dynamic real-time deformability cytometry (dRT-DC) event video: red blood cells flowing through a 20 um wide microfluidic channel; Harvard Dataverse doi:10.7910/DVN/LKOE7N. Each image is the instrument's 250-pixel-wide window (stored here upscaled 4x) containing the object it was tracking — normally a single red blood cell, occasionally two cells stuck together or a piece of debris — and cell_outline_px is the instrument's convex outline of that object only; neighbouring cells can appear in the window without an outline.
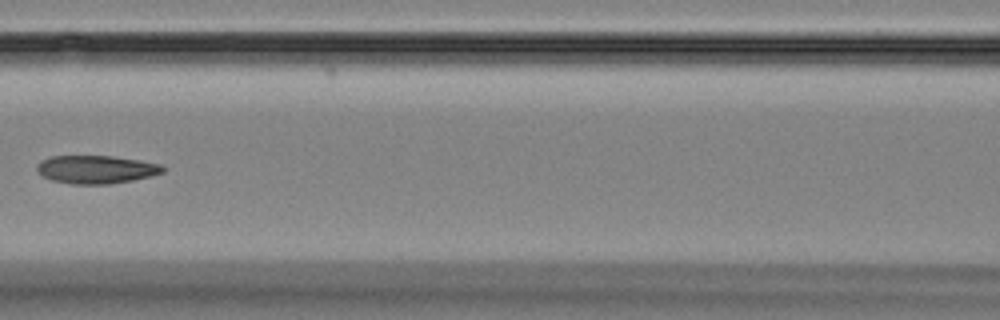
{"species": "Egyptian fruit bat (a non-hibernating species)", "species_latin": "Rousettus aegyptiacus", "temperature_condition": "room temperature", "stored_images_in_passage": 9, "camera_frame_rate_fps": 3000, "um_per_image_px": 0.085, "animal": {"sex": "female"}, "frame": {"image": 1, "passage_image": 9, "time_ms": 10.0, "image_size_px": [1000, 320], "cell_outline_px": [[168, 168], [164, 172], [152, 176], [132, 180], [108, 184], [72, 184], [52, 180], [36, 172], [36, 164], [40, 160], [52, 156], [112, 156], [140, 160], [160, 164]], "centroid_in_image_um": [8.18, 14.4], "position_along_channel_um": 158.4, "area_um2": 20.81}}